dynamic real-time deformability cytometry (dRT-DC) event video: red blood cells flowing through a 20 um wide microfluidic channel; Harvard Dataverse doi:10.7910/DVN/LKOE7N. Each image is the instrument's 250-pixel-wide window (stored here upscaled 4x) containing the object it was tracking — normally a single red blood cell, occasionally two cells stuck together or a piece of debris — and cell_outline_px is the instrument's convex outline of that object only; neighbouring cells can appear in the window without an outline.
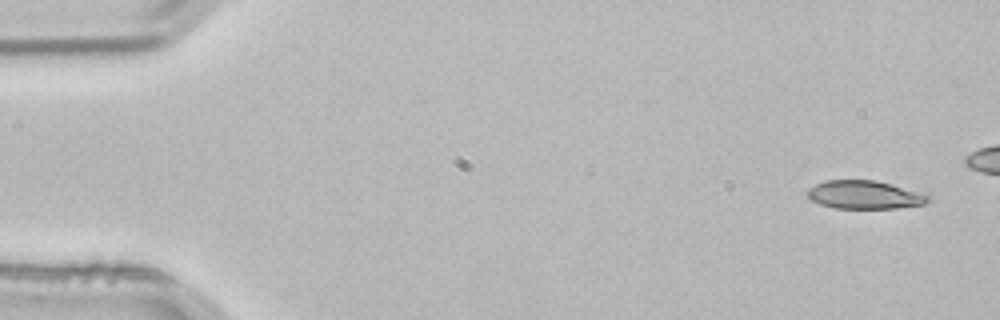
{"species": "common noctule bat (a hibernating species)", "species_latin": "Nyctalus noctula", "temperature_condition": "room temperature", "stored_images_in_passage": 4, "camera_frame_rate_fps": 3000, "um_per_image_px": 0.085, "animal": {"sex": "male", "body_mass_g": 21.5, "forearm_length_mm": 52.0}, "frame": {"image": 1, "passage_image": 1, "time_ms": 0.0, "image_size_px": [1000, 320], "cell_outline_px": [[932, 200], [924, 204], [896, 208], [836, 208], [820, 204], [812, 200], [808, 196], [808, 188], [824, 180], [876, 180], [916, 192], [928, 196]], "centroid_in_image_um": [73.44, 16.56], "position_along_channel_um": 11.6, "area_um2": 19.54}}